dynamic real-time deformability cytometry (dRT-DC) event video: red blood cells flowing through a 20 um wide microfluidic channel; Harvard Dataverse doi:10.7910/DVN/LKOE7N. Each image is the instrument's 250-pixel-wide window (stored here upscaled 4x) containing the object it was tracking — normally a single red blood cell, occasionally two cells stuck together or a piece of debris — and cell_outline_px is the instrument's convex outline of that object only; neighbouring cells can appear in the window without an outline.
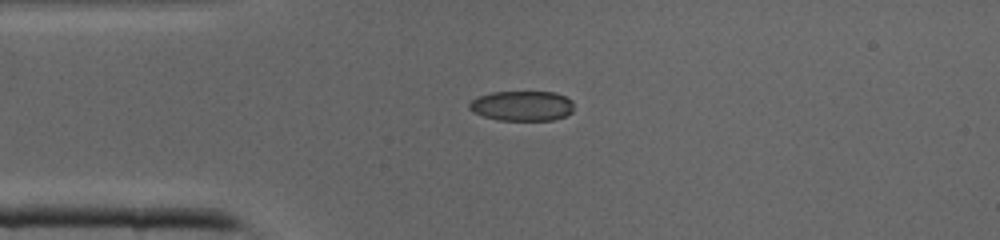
{"species": "common noctule bat (a hibernating species)", "species_latin": "Nyctalus noctula", "temperature_condition": "cold", "stored_images_in_passage": 20, "camera_frame_rate_fps": 3000, "um_per_image_px": 0.085, "animal": {"sex": "male", "body_mass_g": 19.0, "forearm_length_mm": 50.8}, "frame": {"image": 1, "passage_image": 1, "time_ms": 0.0, "image_size_px": [1000, 240], "cell_outline_px": [[572, 112], [564, 116], [552, 120], [500, 120], [484, 116], [472, 112], [468, 108], [468, 104], [476, 96], [492, 92], [552, 92], [564, 96], [572, 100]], "centroid_in_image_um": [44.33, 8.99], "position_along_channel_um": 40.7, "area_um2": 18.26}}
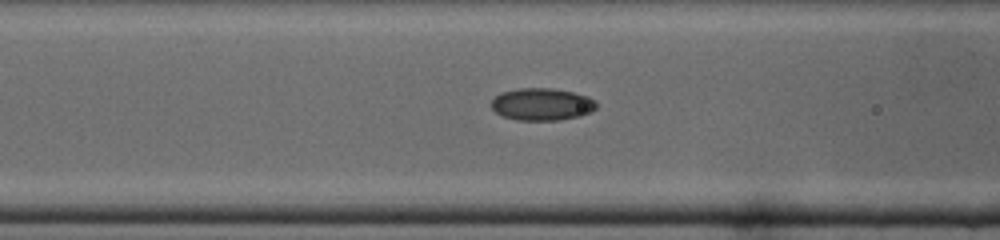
{"frame": {"image": 2, "passage_image": 7, "time_ms": 2.0, "image_size_px": [1000, 240], "cell_outline_px": [[596, 108], [580, 116], [556, 120], [516, 120], [504, 116], [496, 112], [492, 108], [492, 100], [500, 92], [520, 88], [552, 88], [572, 92], [588, 96], [596, 100]], "centroid_in_image_um": [46.06, 8.85], "position_along_channel_um": 120.5, "area_um2": 19.65}}
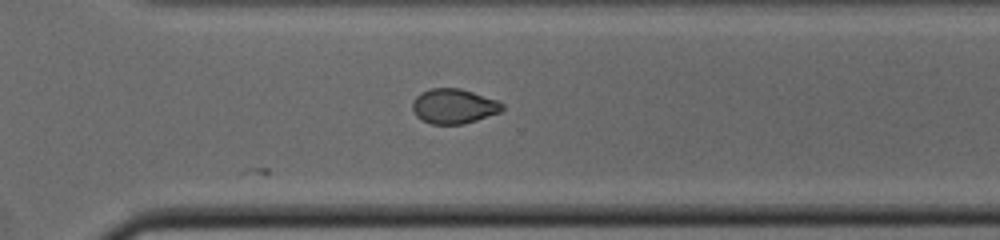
{"frame": {"image": 3, "passage_image": 20, "time_ms": 6.333, "image_size_px": [1000, 240], "cell_outline_px": [[504, 108], [500, 112], [464, 124], [432, 124], [416, 116], [412, 108], [412, 104], [416, 96], [420, 92], [432, 88], [460, 88], [496, 100], [504, 104]], "centroid_in_image_um": [38.56, 9.02], "position_along_channel_um": 332.0, "area_um2": 18.09}}